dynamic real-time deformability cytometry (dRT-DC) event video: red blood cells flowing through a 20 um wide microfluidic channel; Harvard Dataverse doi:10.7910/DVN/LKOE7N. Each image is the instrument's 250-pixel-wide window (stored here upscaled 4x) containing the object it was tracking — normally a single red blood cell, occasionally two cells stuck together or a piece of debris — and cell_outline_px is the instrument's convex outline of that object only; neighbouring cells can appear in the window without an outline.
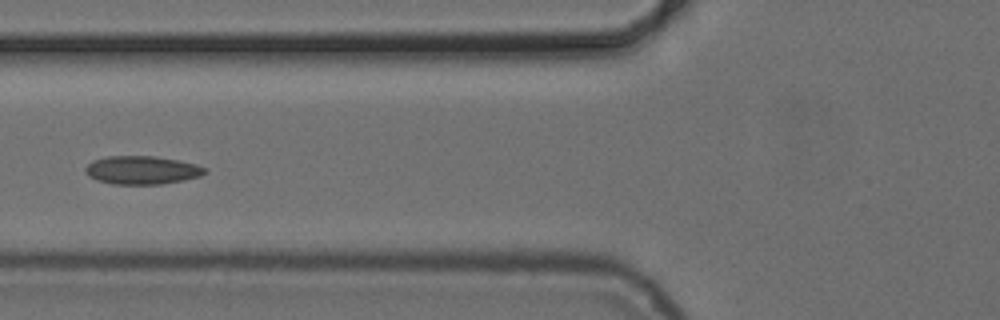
{"species": "common noctule bat (a hibernating species)", "species_latin": "Nyctalus noctula", "temperature_condition": "cold", "stored_images_in_passage": 7, "camera_frame_rate_fps": 3000, "um_per_image_px": 0.085, "animal": {"sex": "female", "body_mass_g": 24.6, "forearm_length_mm": 56.2}, "frame": {"image": 1, "passage_image": 7, "time_ms": 7.0, "image_size_px": [1000, 320], "cell_outline_px": [[208, 172], [200, 176], [184, 180], [160, 184], [112, 184], [96, 180], [88, 176], [84, 172], [84, 168], [92, 160], [108, 156], [156, 156], [196, 164], [208, 168]], "centroid_in_image_um": [12.06, 14.46], "position_along_channel_um": 113.7, "area_um2": 19.88}}